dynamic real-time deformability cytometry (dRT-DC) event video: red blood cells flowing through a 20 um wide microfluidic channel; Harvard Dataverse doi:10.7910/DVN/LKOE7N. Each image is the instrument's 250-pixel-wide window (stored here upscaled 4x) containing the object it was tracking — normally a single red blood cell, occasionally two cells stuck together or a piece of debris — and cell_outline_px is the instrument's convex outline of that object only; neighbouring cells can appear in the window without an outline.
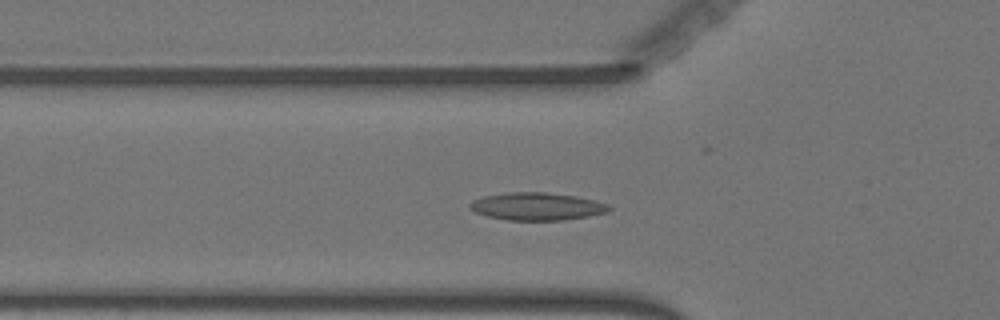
{"species": "Egyptian fruit bat (a non-hibernating species)", "species_latin": "Rousettus aegyptiacus", "temperature_condition": "warm", "stored_images_in_passage": 52, "camera_frame_rate_fps": 3000, "um_per_image_px": 0.085, "animal": {"sex": "female"}, "frame": {"image": 1, "passage_image": 15, "time_ms": 4.667, "image_size_px": [1000, 320], "cell_outline_px": [[612, 208], [608, 212], [588, 216], [564, 220], [508, 220], [488, 216], [476, 212], [468, 208], [468, 204], [472, 200], [484, 196], [508, 192], [544, 192], [576, 196], [596, 200], [608, 204]], "centroid_in_image_um": [45.64, 17.54], "position_along_channel_um": 80.2, "area_um2": 22.48}}
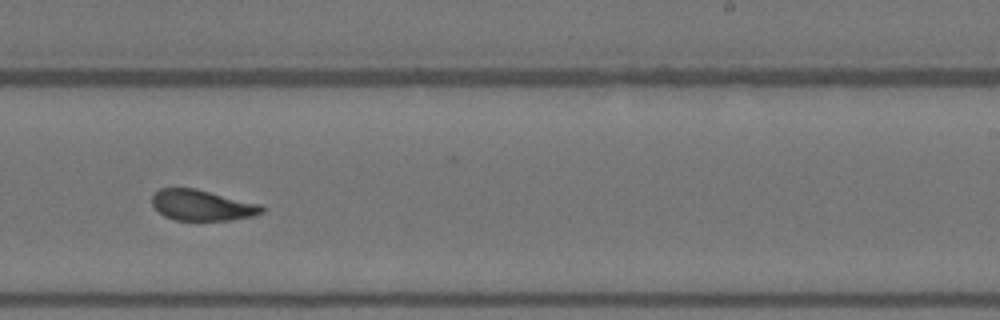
{"frame": {"image": 2, "passage_image": 31, "time_ms": 10.0, "image_size_px": [1000, 320], "cell_outline_px": [[264, 212], [252, 216], [228, 220], [176, 220], [164, 216], [152, 204], [152, 196], [160, 188], [196, 188], [260, 204], [264, 208]], "centroid_in_image_um": [17.17, 17.44], "position_along_channel_um": 271.8, "area_um2": 19.54}}
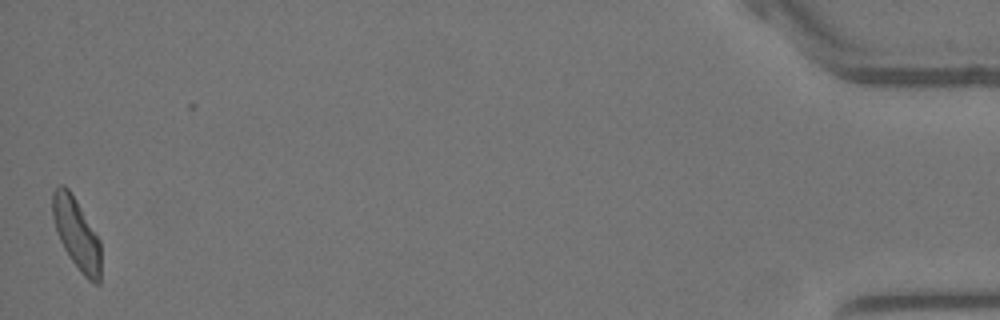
{"frame": {"image": 3, "passage_image": 52, "time_ms": 17.0, "image_size_px": [1000, 320], "cell_outline_px": [[100, 284], [96, 284], [88, 280], [80, 272], [64, 248], [56, 232], [52, 216], [52, 192], [60, 184], [64, 184], [72, 192], [100, 240]], "centroid_in_image_um": [6.5, 19.84], "position_along_channel_um": 428.7, "area_um2": 20.11}, "authors_computed_cell_mechanics": {"area_um2": 20.5479, "velocity_mm_per_s": 3.5902, "shape_relaxation_time_tau1_ms": 4.6941, "shape_relaxation_time_tau2_ms": 2.1828, "deformation_change_tau1": 0.1336, "deformation_change_tau2": 0.0909}}